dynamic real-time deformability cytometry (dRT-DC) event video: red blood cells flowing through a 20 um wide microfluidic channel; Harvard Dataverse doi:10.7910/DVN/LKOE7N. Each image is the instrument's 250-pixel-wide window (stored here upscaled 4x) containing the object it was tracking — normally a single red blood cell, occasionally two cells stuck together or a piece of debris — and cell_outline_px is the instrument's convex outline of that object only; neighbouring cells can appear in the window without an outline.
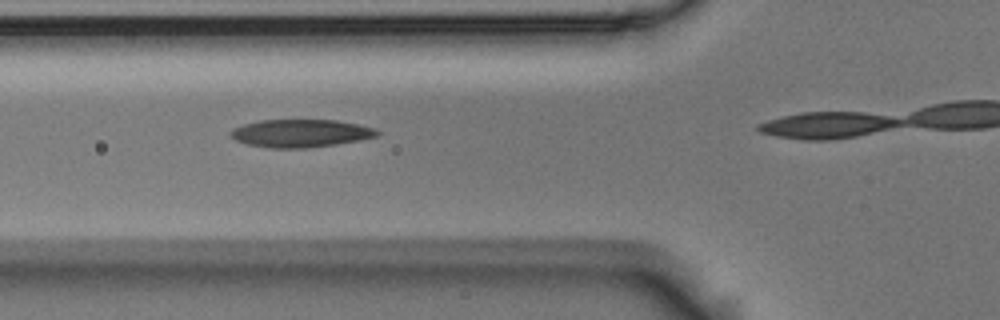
{"species": "Egyptian fruit bat (a non-hibernating species)", "species_latin": "Rousettus aegyptiacus", "temperature_condition": "room temperature", "stored_images_in_passage": 5, "camera_frame_rate_fps": 3000, "um_per_image_px": 0.085, "animal": {"sex": "male"}, "frame": {"image": 1, "passage_image": 4, "time_ms": 1.0, "image_size_px": [1000, 320], "cell_outline_px": [[380, 132], [376, 136], [360, 140], [336, 144], [308, 148], [272, 148], [248, 144], [236, 140], [228, 132], [232, 128], [244, 124], [260, 120], [336, 120], [376, 128]], "centroid_in_image_um": [25.55, 11.32], "position_along_channel_um": 100.3, "area_um2": 23.7}}